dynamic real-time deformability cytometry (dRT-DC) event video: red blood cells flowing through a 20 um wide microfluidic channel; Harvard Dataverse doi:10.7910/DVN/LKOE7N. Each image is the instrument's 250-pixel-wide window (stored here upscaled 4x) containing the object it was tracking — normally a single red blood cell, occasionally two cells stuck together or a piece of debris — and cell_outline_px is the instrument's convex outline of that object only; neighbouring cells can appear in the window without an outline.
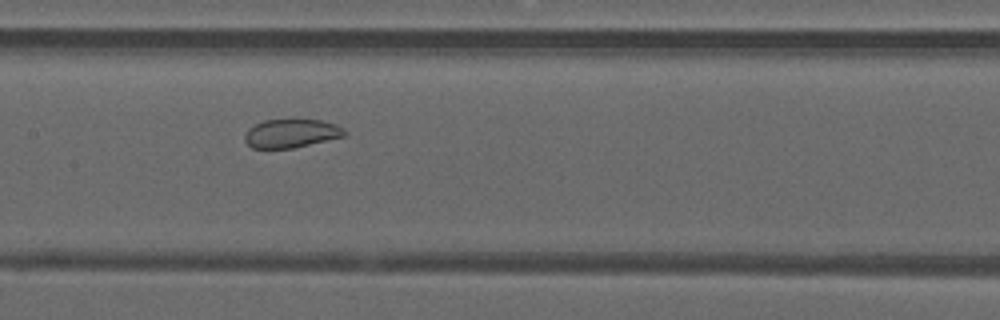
{"species": "common noctule bat (a hibernating species)", "species_latin": "Nyctalus noctula", "temperature_condition": "warm", "stored_images_in_passage": 49, "camera_frame_rate_fps": 3000, "um_per_image_px": 0.085, "animal": {"sex": "male", "forearm_length_mm": 52.5}, "frame": {"image": 1, "passage_image": 24, "time_ms": 7.667, "image_size_px": [1000, 320], "cell_outline_px": [[348, 136], [292, 148], [252, 148], [244, 140], [244, 136], [248, 128], [264, 120], [320, 120], [336, 124], [344, 128], [348, 132]], "centroid_in_image_um": [24.8, 11.34], "position_along_channel_um": 182.6, "area_um2": 16.7}}
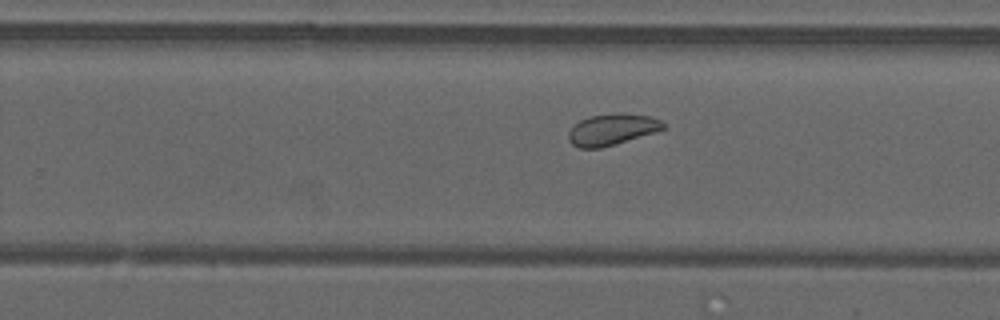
{"frame": {"image": 2, "passage_image": 31, "time_ms": 10.0, "image_size_px": [1000, 320], "cell_outline_px": [[668, 128], [616, 144], [600, 148], [580, 148], [572, 144], [568, 140], [568, 132], [580, 120], [592, 116], [620, 112], [648, 116], [660, 120]], "centroid_in_image_um": [52.03, 11.01], "position_along_channel_um": 277.8, "area_um2": 17.22}}
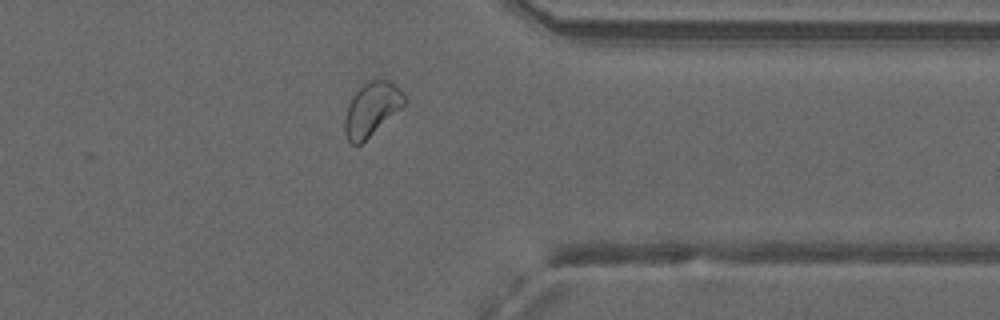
{"frame": {"image": 3, "passage_image": 39, "time_ms": 12.667, "image_size_px": [1000, 320], "cell_outline_px": [[408, 100], [400, 108], [360, 144], [352, 144], [348, 140], [344, 132], [344, 120], [348, 104], [352, 96], [368, 80], [388, 80], [400, 88]], "centroid_in_image_um": [31.58, 9.25], "position_along_channel_um": 379.8, "area_um2": 18.21}, "authors_computed_cell_mechanics": {"area_um2": 21.097, "velocity_mm_per_s": 4.0931, "shape_relaxation_time_tau1_ms": null, "shape_relaxation_time_tau2_ms": 3.2228, "deformation_change_tau1": null, "deformation_change_tau2": 0.0524}}